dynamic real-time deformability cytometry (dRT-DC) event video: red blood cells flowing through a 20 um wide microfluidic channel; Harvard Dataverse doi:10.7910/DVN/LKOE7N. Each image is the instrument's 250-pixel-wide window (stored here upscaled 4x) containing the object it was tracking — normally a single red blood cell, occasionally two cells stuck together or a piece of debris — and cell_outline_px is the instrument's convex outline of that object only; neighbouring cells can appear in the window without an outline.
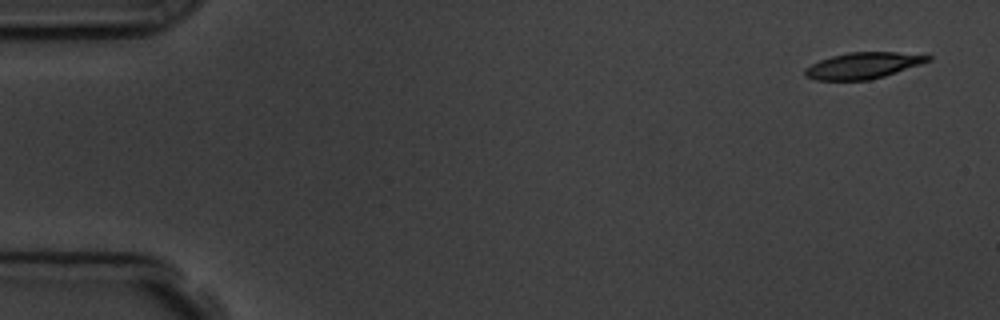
{"species": "common noctule bat (a hibernating species)", "species_latin": "Nyctalus noctula", "temperature_condition": "room temperature", "stored_images_in_passage": 6, "camera_frame_rate_fps": 3000, "um_per_image_px": 0.085, "animal": {"sex": "male", "body_mass_g": 19.5, "forearm_length_mm": 54.6}, "frame": {"image": 1, "passage_image": 1, "time_ms": 0.0, "image_size_px": [1000, 320], "cell_outline_px": [[932, 60], [884, 76], [868, 80], [816, 80], [804, 76], [804, 68], [820, 60], [832, 56], [848, 52], [896, 52], [932, 56]], "centroid_in_image_um": [73.33, 5.57], "position_along_channel_um": 11.7, "area_um2": 18.67}}
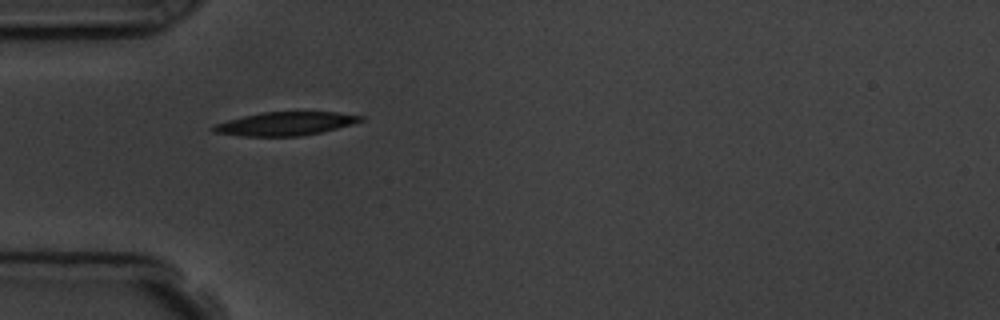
{"frame": {"image": 2, "passage_image": 5, "time_ms": 4.667, "image_size_px": [1000, 320], "cell_outline_px": [[364, 120], [352, 124], [320, 132], [300, 136], [240, 136], [212, 132], [208, 128], [212, 124], [244, 116], [264, 112], [336, 112], [364, 116]], "centroid_in_image_um": [24.19, 10.52], "position_along_channel_um": 60.8, "area_um2": 20.17}}